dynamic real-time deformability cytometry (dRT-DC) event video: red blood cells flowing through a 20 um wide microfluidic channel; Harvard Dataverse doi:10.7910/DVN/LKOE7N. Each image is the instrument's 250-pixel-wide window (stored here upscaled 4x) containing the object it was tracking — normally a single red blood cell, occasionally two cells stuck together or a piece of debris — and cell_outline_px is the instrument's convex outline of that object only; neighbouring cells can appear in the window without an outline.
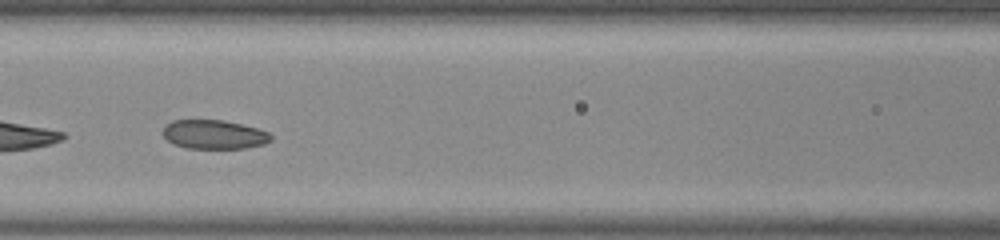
{"species": "common noctule bat (a hibernating species)", "species_latin": "Nyctalus noctula", "temperature_condition": "room temperature", "stored_images_in_passage": 37, "camera_frame_rate_fps": 3000, "um_per_image_px": 0.085, "animal": {"sex": "male", "body_mass_g": 20.0, "forearm_length_mm": 53.3}, "frame": {"image": 1, "passage_image": 11, "time_ms": 3.333, "image_size_px": [1000, 240], "cell_outline_px": [[272, 140], [264, 144], [244, 148], [188, 148], [172, 144], [164, 136], [164, 128], [172, 120], [220, 120], [240, 124], [256, 128], [268, 132], [272, 136]], "centroid_in_image_um": [18.2, 11.44], "position_along_channel_um": 148.4, "area_um2": 18.03}}
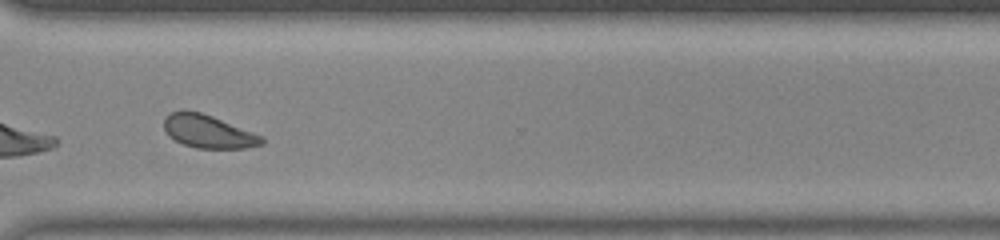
{"frame": {"image": 2, "passage_image": 27, "time_ms": 8.667, "image_size_px": [1000, 240], "cell_outline_px": [[264, 144], [244, 148], [196, 148], [184, 144], [168, 136], [164, 128], [164, 120], [172, 112], [180, 108], [184, 108], [200, 112], [212, 116], [264, 136]], "centroid_in_image_um": [17.7, 11.16], "position_along_channel_um": 352.9, "area_um2": 18.96}, "authors_computed_cell_mechanics": {"area_um2": 18.7272, "velocity_mm_per_s": 3.8354, "shape_relaxation_time_tau1_ms": 3.4907, "shape_relaxation_time_tau2_ms": 3.4587, "deformation_change_tau1": 0.0802, "deformation_change_tau2": 0.0772}}